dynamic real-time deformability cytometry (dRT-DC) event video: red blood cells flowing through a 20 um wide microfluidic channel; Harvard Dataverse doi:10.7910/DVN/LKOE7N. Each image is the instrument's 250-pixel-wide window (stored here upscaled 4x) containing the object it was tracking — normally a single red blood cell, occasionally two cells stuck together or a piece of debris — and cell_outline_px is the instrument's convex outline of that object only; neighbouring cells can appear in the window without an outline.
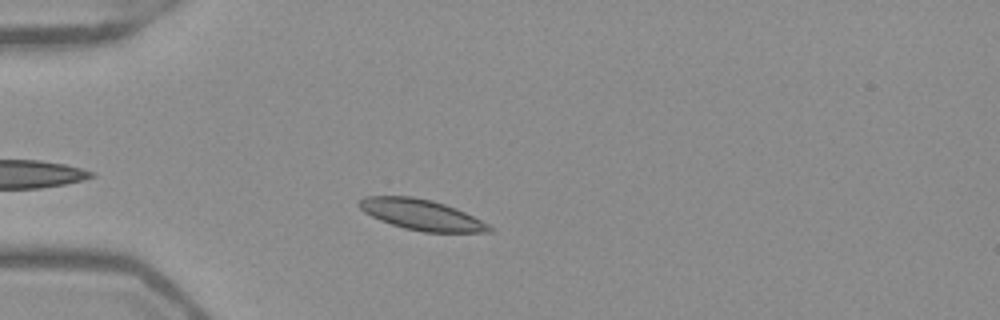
{"species": "Egyptian fruit bat (a non-hibernating species)", "species_latin": "Rousettus aegyptiacus", "temperature_condition": "warm", "stored_images_in_passage": 34, "camera_frame_rate_fps": 3000, "um_per_image_px": 0.085, "frame": {"image": 1, "passage_image": 6, "time_ms": 1.667, "image_size_px": [1000, 320], "cell_outline_px": [[496, 228], [492, 232], [424, 232], [404, 228], [380, 220], [364, 212], [356, 204], [364, 196], [412, 196], [432, 200], [456, 208]], "centroid_in_image_um": [35.82, 18.25], "position_along_channel_um": 49.2, "area_um2": 23.18}}
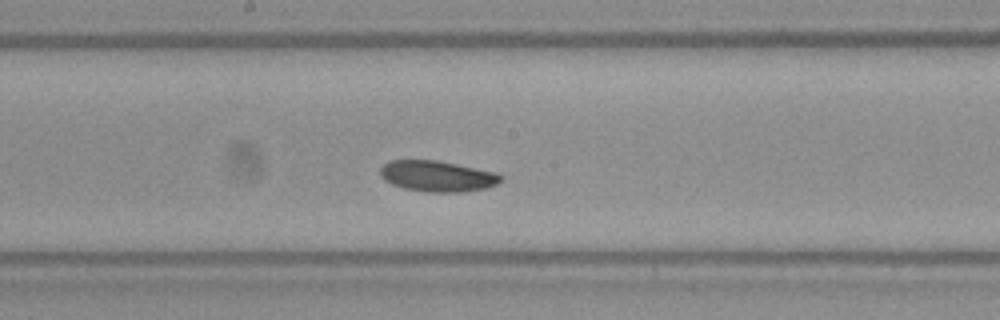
{"frame": {"image": 2, "passage_image": 20, "time_ms": 6.333, "image_size_px": [1000, 320], "cell_outline_px": [[504, 176], [496, 184], [484, 188], [460, 192], [428, 192], [404, 188], [392, 184], [384, 180], [380, 176], [380, 168], [388, 160], [436, 160], [496, 172]], "centroid_in_image_um": [37.14, 14.96], "position_along_channel_um": 211.1, "area_um2": 21.62}}
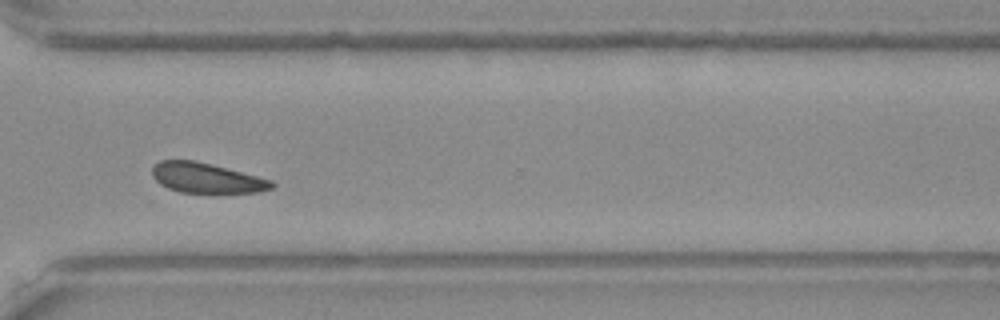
{"frame": {"image": 3, "passage_image": 31, "time_ms": 10.0, "image_size_px": [1000, 320], "cell_outline_px": [[276, 184], [272, 188], [260, 192], [180, 192], [168, 188], [160, 184], [152, 176], [152, 164], [160, 160], [192, 160], [272, 180]], "centroid_in_image_um": [17.5, 15.13], "position_along_channel_um": 353.1, "area_um2": 20.58}, "authors_computed_cell_mechanics": {"area_um2": 21.8773, "velocity_mm_per_s": 3.8669, "shape_relaxation_time_tau1_ms": 3.0513, "shape_relaxation_time_tau2_ms": null, "deformation_change_tau1": 0.0651, "deformation_change_tau2": null}}